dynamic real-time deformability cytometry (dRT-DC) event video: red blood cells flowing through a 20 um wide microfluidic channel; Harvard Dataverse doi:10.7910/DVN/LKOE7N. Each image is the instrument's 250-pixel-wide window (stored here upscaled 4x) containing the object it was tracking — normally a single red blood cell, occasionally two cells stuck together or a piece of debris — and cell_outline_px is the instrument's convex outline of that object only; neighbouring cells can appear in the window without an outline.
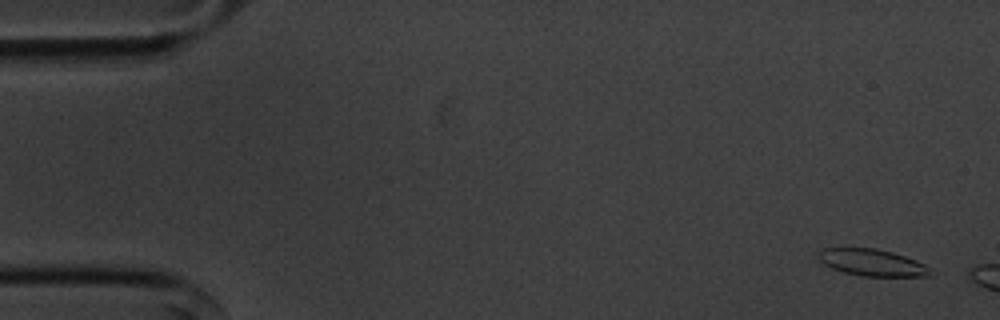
{"species": "common noctule bat (a hibernating species)", "species_latin": "Nyctalus noctula", "temperature_condition": "cold", "stored_images_in_passage": 8, "camera_frame_rate_fps": 3000, "um_per_image_px": 0.085, "animal": {"sex": "male", "body_mass_g": 20.1, "forearm_length_mm": 53.5}, "frame": {"image": 1, "passage_image": 3, "time_ms": 0.667, "image_size_px": [1000, 320], "cell_outline_px": [[936, 272], [932, 276], [864, 276], [844, 272], [832, 268], [824, 264], [816, 256], [824, 248], [876, 248], [892, 252], [916, 260], [932, 268]], "centroid_in_image_um": [74.2, 22.32], "position_along_channel_um": 10.8, "area_um2": 17.57}}